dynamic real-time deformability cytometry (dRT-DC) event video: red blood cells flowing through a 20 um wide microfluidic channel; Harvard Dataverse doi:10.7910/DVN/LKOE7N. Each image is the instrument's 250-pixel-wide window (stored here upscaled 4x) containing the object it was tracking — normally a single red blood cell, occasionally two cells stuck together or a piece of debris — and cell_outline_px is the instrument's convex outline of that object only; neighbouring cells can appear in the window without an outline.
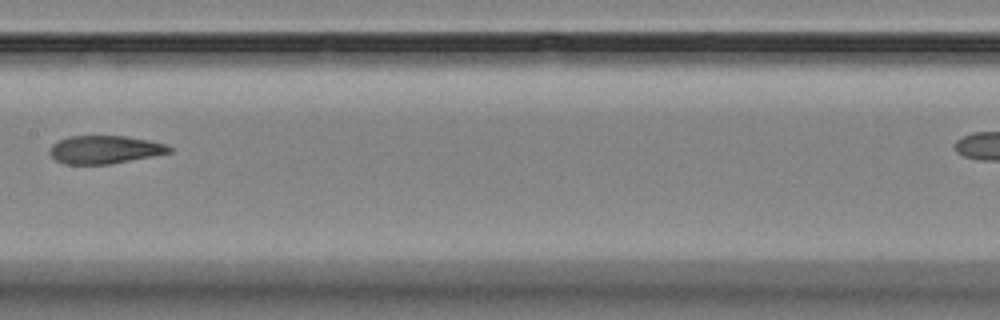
{"species": "Egyptian fruit bat (a non-hibernating species)", "species_latin": "Rousettus aegyptiacus", "temperature_condition": "room temperature", "stored_images_in_passage": 11, "segment_of_instrument_passage": [1, 2], "camera_frame_rate_fps": 3000, "um_per_image_px": 0.085, "animal": {"sex": "female"}, "frame": {"image": 1, "passage_image": 7, "time_ms": 7.0, "image_size_px": [1000, 320], "cell_outline_px": [[172, 152], [152, 156], [108, 164], [64, 164], [56, 160], [48, 152], [52, 144], [56, 140], [68, 136], [124, 136], [148, 140], [168, 144], [172, 148]], "centroid_in_image_um": [8.88, 12.71], "position_along_channel_um": 198.5, "area_um2": 19.59}}
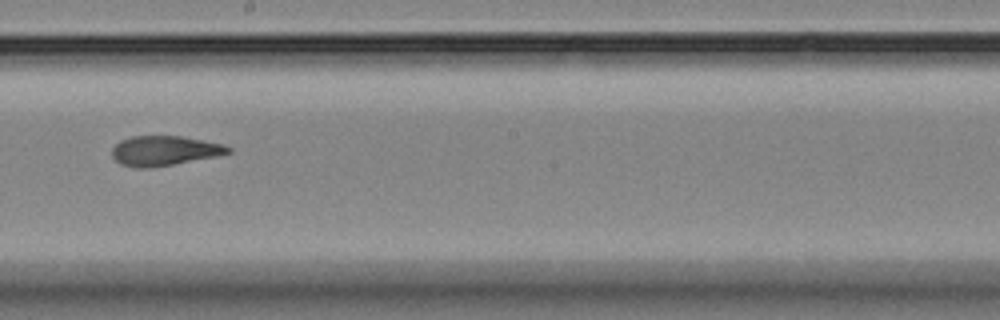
{"frame": {"image": 2, "passage_image": 8, "time_ms": 8.0, "image_size_px": [1000, 320], "cell_outline_px": [[232, 152], [216, 156], [172, 164], [148, 168], [136, 168], [120, 164], [112, 156], [112, 148], [120, 140], [132, 136], [184, 136], [220, 144], [232, 148]], "centroid_in_image_um": [13.94, 12.81], "position_along_channel_um": 234.3, "area_um2": 20.0}}
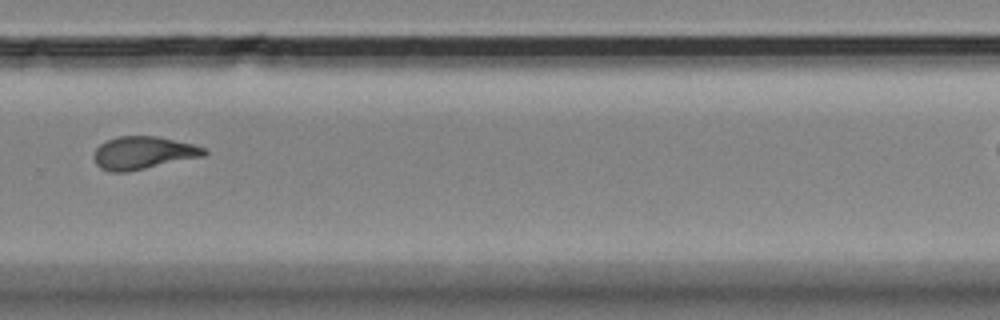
{"frame": {"image": 3, "passage_image": 10, "time_ms": 10.333, "image_size_px": [1000, 320], "cell_outline_px": [[208, 152], [204, 156], [128, 172], [112, 172], [100, 168], [96, 164], [92, 156], [96, 148], [100, 144], [108, 140], [120, 136], [156, 136], [192, 144], [204, 148]], "centroid_in_image_um": [12.14, 13.0], "position_along_channel_um": 317.7, "area_um2": 20.98}}